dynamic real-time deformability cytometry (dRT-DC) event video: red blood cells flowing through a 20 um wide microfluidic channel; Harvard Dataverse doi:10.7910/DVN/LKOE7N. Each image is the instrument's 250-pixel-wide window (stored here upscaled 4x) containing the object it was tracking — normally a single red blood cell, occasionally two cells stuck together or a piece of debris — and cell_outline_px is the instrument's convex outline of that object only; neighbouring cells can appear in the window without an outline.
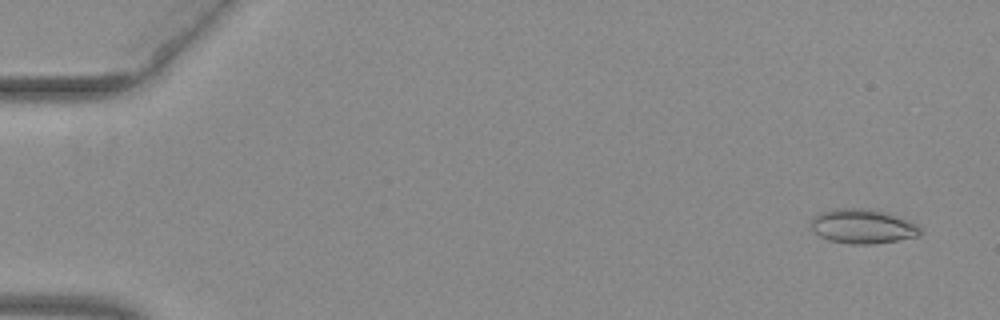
{"species": "common noctule bat (a hibernating species)", "species_latin": "Nyctalus noctula", "temperature_condition": "warm", "stored_images_in_passage": 54, "camera_frame_rate_fps": 3000, "um_per_image_px": 0.085, "animal": {"sex": "female", "body_mass_g": 29.2, "forearm_length_mm": 56.3}, "frame": {"image": 1, "passage_image": 3, "time_ms": 0.667, "image_size_px": [1000, 320], "cell_outline_px": [[920, 236], [876, 244], [852, 244], [828, 240], [820, 236], [812, 228], [812, 216], [820, 212], [832, 208], [868, 208], [884, 212], [908, 220], [916, 224], [920, 228]], "centroid_in_image_um": [73.31, 19.23], "position_along_channel_um": 11.7, "area_um2": 21.96}}
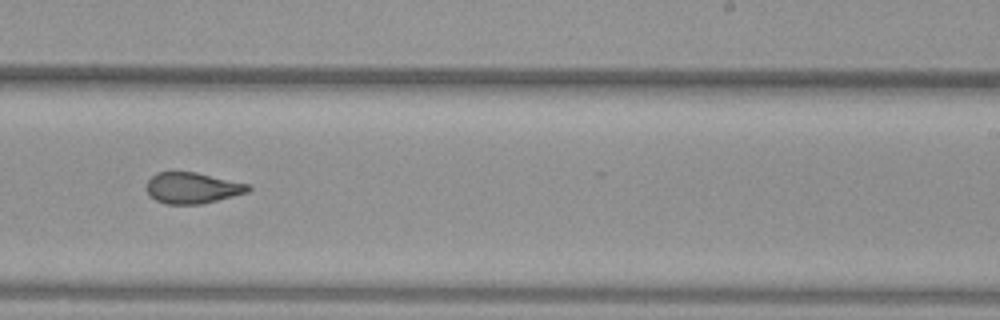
{"frame": {"image": 2, "passage_image": 34, "time_ms": 11.0, "image_size_px": [1000, 320], "cell_outline_px": [[252, 188], [248, 192], [200, 204], [164, 204], [148, 196], [148, 180], [156, 172], [196, 172], [252, 184]], "centroid_in_image_um": [16.38, 15.97], "position_along_channel_um": 272.6, "area_um2": 18.44}}
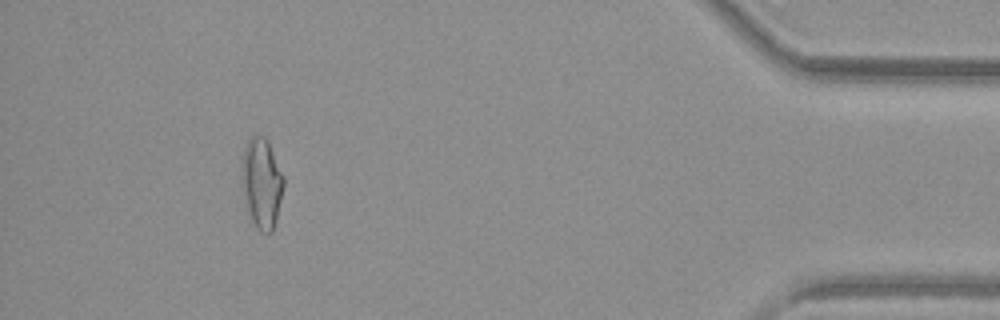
{"frame": {"image": 3, "passage_image": 49, "time_ms": 16.0, "image_size_px": [1000, 320], "cell_outline_px": [[284, 184], [276, 220], [272, 232], [260, 232], [248, 220], [240, 168], [244, 148], [248, 140], [252, 136], [264, 136], [268, 140], [284, 176]], "centroid_in_image_um": [22.22, 15.58], "position_along_channel_um": 413.0, "area_um2": 22.37}, "authors_computed_cell_mechanics": {"area_um2": 19.652, "velocity_mm_per_s": 3.9813, "shape_relaxation_time_tau1_ms": null, "shape_relaxation_time_tau2_ms": 1.2405, "deformation_change_tau1": null, "deformation_change_tau2": 0.0757}}